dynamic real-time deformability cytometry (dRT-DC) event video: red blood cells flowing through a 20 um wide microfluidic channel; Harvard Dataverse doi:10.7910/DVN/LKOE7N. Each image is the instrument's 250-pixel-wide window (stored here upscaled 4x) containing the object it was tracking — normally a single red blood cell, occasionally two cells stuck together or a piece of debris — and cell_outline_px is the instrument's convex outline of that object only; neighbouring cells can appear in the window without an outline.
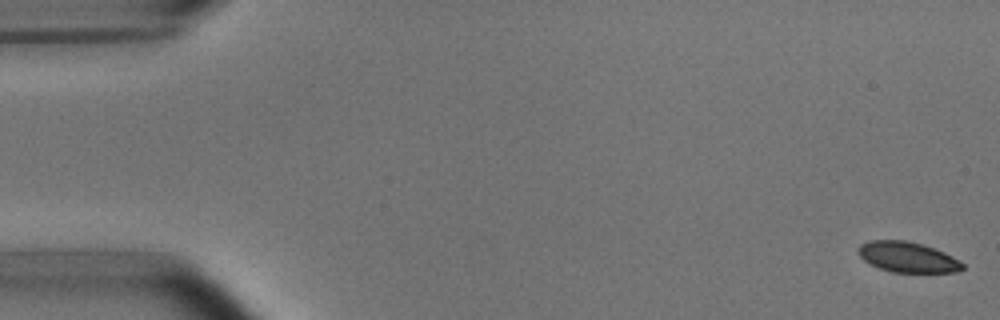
{"species": "common noctule bat (a hibernating species)", "species_latin": "Nyctalus noctula", "temperature_condition": "room temperature", "stored_images_in_passage": 53, "camera_frame_rate_fps": 3000, "um_per_image_px": 0.085, "animal": {"sex": "male", "body_mass_g": 15.6}, "frame": {"image": 1, "passage_image": 1, "time_ms": 0.0, "image_size_px": [1000, 320], "cell_outline_px": [[964, 268], [960, 272], [892, 272], [880, 268], [864, 260], [856, 252], [856, 248], [860, 244], [868, 240], [904, 240], [920, 244], [944, 252], [960, 260], [964, 264]], "centroid_in_image_um": [77.13, 21.85], "position_along_channel_um": 7.9, "area_um2": 18.5}}
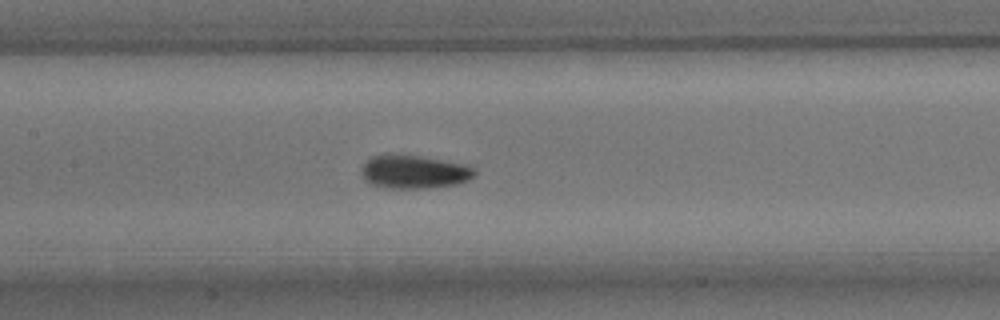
{"frame": {"image": 2, "passage_image": 25, "time_ms": 8.0, "image_size_px": [1000, 320], "cell_outline_px": [[476, 172], [468, 180], [456, 184], [428, 188], [384, 188], [368, 184], [364, 180], [360, 172], [360, 168], [372, 156], [420, 156], [460, 164], [472, 168]], "centroid_in_image_um": [35.12, 14.64], "position_along_channel_um": 172.3, "area_um2": 21.5}}
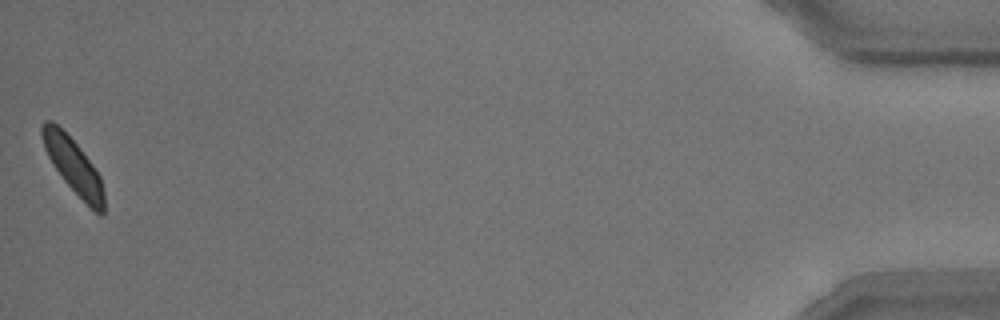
{"frame": {"image": 3, "passage_image": 53, "time_ms": 17.333, "image_size_px": [1000, 320], "cell_outline_px": [[104, 216], [100, 216], [64, 180], [48, 156], [44, 148], [40, 136], [40, 128], [44, 120], [52, 120], [80, 148], [92, 164], [100, 176], [104, 192]], "centroid_in_image_um": [6.22, 14.07], "position_along_channel_um": 429.0, "area_um2": 19.36}, "authors_computed_cell_mechanics": {"area_um2": 20.519, "velocity_mm_per_s": 3.7505, "shape_relaxation_time_tau1_ms": 2.125, "shape_relaxation_time_tau2_ms": 8.4033, "deformation_change_tau1": 0.0785, "deformation_change_tau2": 0.1079}}